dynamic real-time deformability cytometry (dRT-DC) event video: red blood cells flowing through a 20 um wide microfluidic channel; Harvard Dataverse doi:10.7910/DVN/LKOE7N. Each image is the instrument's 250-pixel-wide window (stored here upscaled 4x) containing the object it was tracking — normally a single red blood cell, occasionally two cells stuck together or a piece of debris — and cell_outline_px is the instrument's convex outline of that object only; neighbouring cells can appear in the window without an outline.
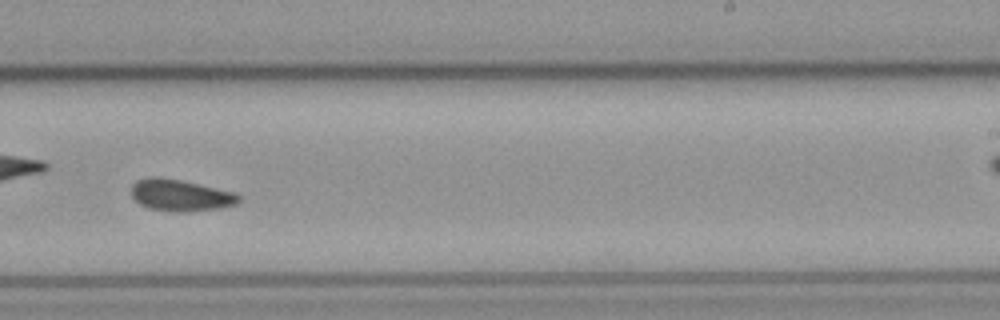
{"species": "common noctule bat (a hibernating species)", "species_latin": "Nyctalus noctula", "temperature_condition": "cold", "stored_images_in_passage": 38, "camera_frame_rate_fps": 3000, "um_per_image_px": 0.085, "animal": {"sex": "male", "body_mass_g": 23.1, "forearm_length_mm": 52.7}, "frame": {"image": 1, "passage_image": 17, "time_ms": 5.333, "image_size_px": [1000, 320], "cell_outline_px": [[240, 200], [236, 204], [220, 208], [188, 212], [180, 212], [148, 208], [140, 204], [132, 196], [132, 184], [136, 180], [152, 176], [156, 176], [180, 180], [236, 192], [240, 196]], "centroid_in_image_um": [15.35, 16.59], "position_along_channel_um": 273.7, "area_um2": 19.83}, "authors_computed_cell_mechanics": {"area_um2": 19.1029, "velocity_mm_per_s": 3.7688, "shape_relaxation_time_tau1_ms": null, "shape_relaxation_time_tau2_ms": 9.4063, "deformation_change_tau1": null, "deformation_change_tau2": 0.1141}}